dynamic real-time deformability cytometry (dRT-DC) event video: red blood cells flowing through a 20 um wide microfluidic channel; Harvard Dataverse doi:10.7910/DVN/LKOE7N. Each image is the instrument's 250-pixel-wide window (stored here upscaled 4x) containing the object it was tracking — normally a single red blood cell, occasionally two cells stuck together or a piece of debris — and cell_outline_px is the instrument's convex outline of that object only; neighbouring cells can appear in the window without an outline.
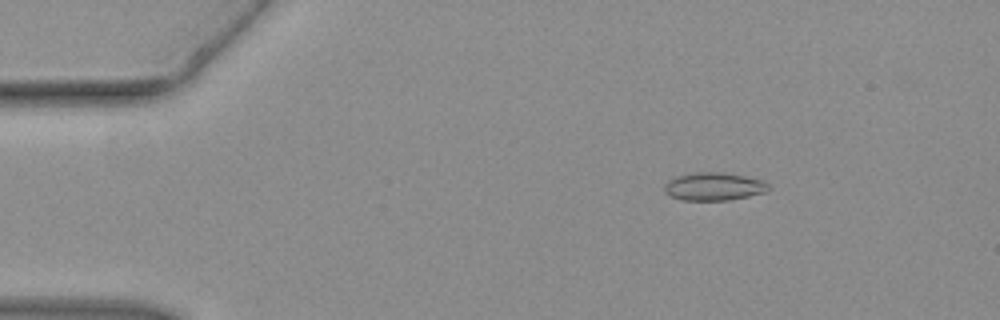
{"species": "common noctule bat (a hibernating species)", "species_latin": "Nyctalus noctula", "temperature_condition": "warm", "stored_images_in_passage": 46, "camera_frame_rate_fps": 3000, "um_per_image_px": 0.085, "animal": {"sex": "female", "body_mass_g": 19.3, "forearm_length_mm": 54.1}, "frame": {"image": 1, "passage_image": 7, "time_ms": 2.0, "image_size_px": [1000, 320], "cell_outline_px": [[772, 188], [764, 192], [748, 196], [728, 200], [680, 200], [664, 192], [664, 184], [668, 180], [676, 176], [692, 172], [724, 172], [764, 180]], "centroid_in_image_um": [60.67, 15.84], "position_along_channel_um": 24.3, "area_um2": 17.11}}
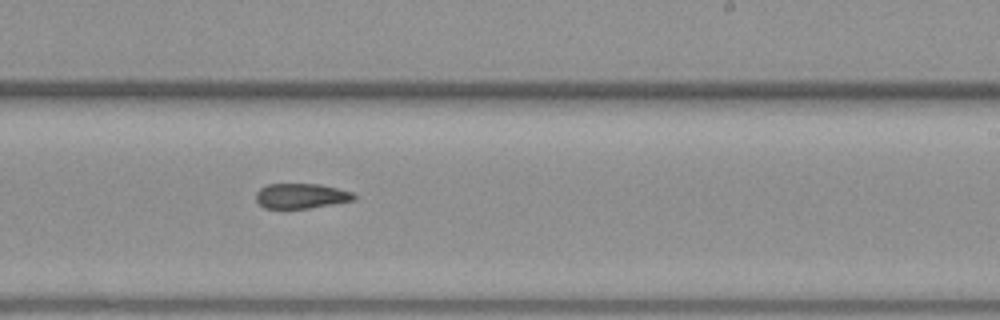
{"frame": {"image": 2, "passage_image": 28, "time_ms": 9.0, "image_size_px": [1000, 320], "cell_outline_px": [[356, 200], [308, 208], [264, 208], [256, 200], [256, 192], [260, 188], [268, 184], [320, 184], [352, 192], [356, 196]], "centroid_in_image_um": [25.59, 16.65], "position_along_channel_um": 263.4, "area_um2": 14.22}}
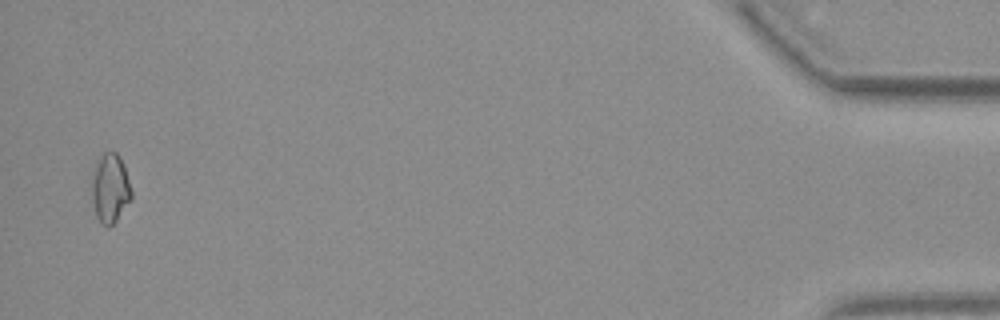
{"frame": {"image": 3, "passage_image": 45, "time_ms": 14.667, "image_size_px": [1000, 320], "cell_outline_px": [[132, 200], [116, 220], [108, 228], [96, 216], [92, 200], [92, 168], [100, 156], [104, 152], [116, 152], [120, 156], [124, 164], [132, 192]], "centroid_in_image_um": [9.37, 15.97], "position_along_channel_um": 425.8, "area_um2": 16.13}}